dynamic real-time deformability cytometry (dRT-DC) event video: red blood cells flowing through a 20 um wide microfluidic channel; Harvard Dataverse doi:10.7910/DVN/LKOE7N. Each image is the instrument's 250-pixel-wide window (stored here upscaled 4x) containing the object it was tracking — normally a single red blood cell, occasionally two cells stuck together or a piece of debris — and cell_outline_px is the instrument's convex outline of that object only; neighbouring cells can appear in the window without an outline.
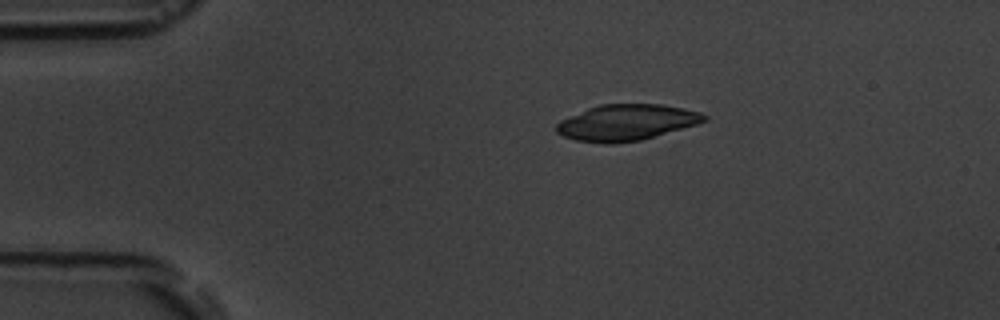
{"species": "common noctule bat (a hibernating species)", "species_latin": "Nyctalus noctula", "temperature_condition": "room temperature", "stored_images_in_passage": 3, "camera_frame_rate_fps": 3000, "um_per_image_px": 0.085, "animal": {"sex": "male", "body_mass_g": 19.5, "forearm_length_mm": 54.6}, "frame": {"image": 1, "passage_image": 1, "time_ms": 0.0, "image_size_px": [1000, 320], "cell_outline_px": [[708, 120], [696, 124], [640, 140], [612, 144], [604, 144], [576, 140], [564, 136], [556, 132], [556, 124], [560, 120], [588, 108], [600, 104], [660, 104], [684, 108], [700, 112], [708, 116]], "centroid_in_image_um": [53.24, 10.41], "position_along_channel_um": 31.8, "area_um2": 30.92}}